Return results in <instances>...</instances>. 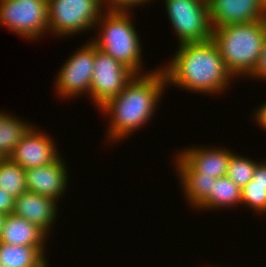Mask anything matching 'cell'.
<instances>
[{
    "label": "cell",
    "mask_w": 266,
    "mask_h": 267,
    "mask_svg": "<svg viewBox=\"0 0 266 267\" xmlns=\"http://www.w3.org/2000/svg\"><path fill=\"white\" fill-rule=\"evenodd\" d=\"M154 70L135 74L116 97L99 108L100 114L110 117L105 138L108 143L122 141L153 118L164 90L169 87L161 67Z\"/></svg>",
    "instance_id": "1"
},
{
    "label": "cell",
    "mask_w": 266,
    "mask_h": 267,
    "mask_svg": "<svg viewBox=\"0 0 266 267\" xmlns=\"http://www.w3.org/2000/svg\"><path fill=\"white\" fill-rule=\"evenodd\" d=\"M167 85L199 94H222L233 76L226 69L213 40L178 44L167 66L161 67Z\"/></svg>",
    "instance_id": "2"
},
{
    "label": "cell",
    "mask_w": 266,
    "mask_h": 267,
    "mask_svg": "<svg viewBox=\"0 0 266 267\" xmlns=\"http://www.w3.org/2000/svg\"><path fill=\"white\" fill-rule=\"evenodd\" d=\"M211 39L233 78H249L258 65L266 40V19L212 28Z\"/></svg>",
    "instance_id": "3"
},
{
    "label": "cell",
    "mask_w": 266,
    "mask_h": 267,
    "mask_svg": "<svg viewBox=\"0 0 266 267\" xmlns=\"http://www.w3.org/2000/svg\"><path fill=\"white\" fill-rule=\"evenodd\" d=\"M130 13L133 14L130 11L118 10L102 12L95 25V29L99 28L100 33L90 41L135 74H146L147 72L142 71V44Z\"/></svg>",
    "instance_id": "4"
},
{
    "label": "cell",
    "mask_w": 266,
    "mask_h": 267,
    "mask_svg": "<svg viewBox=\"0 0 266 267\" xmlns=\"http://www.w3.org/2000/svg\"><path fill=\"white\" fill-rule=\"evenodd\" d=\"M47 6L48 35L60 38L94 29L104 12L98 0H47Z\"/></svg>",
    "instance_id": "5"
},
{
    "label": "cell",
    "mask_w": 266,
    "mask_h": 267,
    "mask_svg": "<svg viewBox=\"0 0 266 267\" xmlns=\"http://www.w3.org/2000/svg\"><path fill=\"white\" fill-rule=\"evenodd\" d=\"M167 18L178 44L205 42L212 38L208 0H164Z\"/></svg>",
    "instance_id": "6"
},
{
    "label": "cell",
    "mask_w": 266,
    "mask_h": 267,
    "mask_svg": "<svg viewBox=\"0 0 266 267\" xmlns=\"http://www.w3.org/2000/svg\"><path fill=\"white\" fill-rule=\"evenodd\" d=\"M47 0L0 2V25L28 40H39L48 32Z\"/></svg>",
    "instance_id": "7"
},
{
    "label": "cell",
    "mask_w": 266,
    "mask_h": 267,
    "mask_svg": "<svg viewBox=\"0 0 266 267\" xmlns=\"http://www.w3.org/2000/svg\"><path fill=\"white\" fill-rule=\"evenodd\" d=\"M76 49L60 67L56 75L55 90L63 99H72L90 93L94 70L95 45L91 41ZM66 97V98H65ZM70 97V98H69Z\"/></svg>",
    "instance_id": "8"
},
{
    "label": "cell",
    "mask_w": 266,
    "mask_h": 267,
    "mask_svg": "<svg viewBox=\"0 0 266 267\" xmlns=\"http://www.w3.org/2000/svg\"><path fill=\"white\" fill-rule=\"evenodd\" d=\"M134 76L135 73L127 66L95 46L89 98L99 109L108 100L116 97Z\"/></svg>",
    "instance_id": "9"
},
{
    "label": "cell",
    "mask_w": 266,
    "mask_h": 267,
    "mask_svg": "<svg viewBox=\"0 0 266 267\" xmlns=\"http://www.w3.org/2000/svg\"><path fill=\"white\" fill-rule=\"evenodd\" d=\"M201 147H186L178 151L174 161L176 172H199L214 178L226 176L234 152L225 147Z\"/></svg>",
    "instance_id": "10"
},
{
    "label": "cell",
    "mask_w": 266,
    "mask_h": 267,
    "mask_svg": "<svg viewBox=\"0 0 266 267\" xmlns=\"http://www.w3.org/2000/svg\"><path fill=\"white\" fill-rule=\"evenodd\" d=\"M39 130L32 125L8 157L25 170L48 165L60 156L52 137Z\"/></svg>",
    "instance_id": "11"
},
{
    "label": "cell",
    "mask_w": 266,
    "mask_h": 267,
    "mask_svg": "<svg viewBox=\"0 0 266 267\" xmlns=\"http://www.w3.org/2000/svg\"><path fill=\"white\" fill-rule=\"evenodd\" d=\"M212 28L266 19L265 0H208Z\"/></svg>",
    "instance_id": "12"
},
{
    "label": "cell",
    "mask_w": 266,
    "mask_h": 267,
    "mask_svg": "<svg viewBox=\"0 0 266 267\" xmlns=\"http://www.w3.org/2000/svg\"><path fill=\"white\" fill-rule=\"evenodd\" d=\"M66 165L60 155L48 165L25 170L27 190L58 201L69 187Z\"/></svg>",
    "instance_id": "13"
},
{
    "label": "cell",
    "mask_w": 266,
    "mask_h": 267,
    "mask_svg": "<svg viewBox=\"0 0 266 267\" xmlns=\"http://www.w3.org/2000/svg\"><path fill=\"white\" fill-rule=\"evenodd\" d=\"M58 202L52 198L26 190L15 198L13 214L36 224L48 235L56 222Z\"/></svg>",
    "instance_id": "14"
},
{
    "label": "cell",
    "mask_w": 266,
    "mask_h": 267,
    "mask_svg": "<svg viewBox=\"0 0 266 267\" xmlns=\"http://www.w3.org/2000/svg\"><path fill=\"white\" fill-rule=\"evenodd\" d=\"M48 234L34 223L15 214L7 215L0 242L11 245L32 246L38 248L44 255L47 248Z\"/></svg>",
    "instance_id": "15"
},
{
    "label": "cell",
    "mask_w": 266,
    "mask_h": 267,
    "mask_svg": "<svg viewBox=\"0 0 266 267\" xmlns=\"http://www.w3.org/2000/svg\"><path fill=\"white\" fill-rule=\"evenodd\" d=\"M241 204V189L227 176L219 177L213 186V191L196 208L197 210H218L238 207Z\"/></svg>",
    "instance_id": "16"
},
{
    "label": "cell",
    "mask_w": 266,
    "mask_h": 267,
    "mask_svg": "<svg viewBox=\"0 0 266 267\" xmlns=\"http://www.w3.org/2000/svg\"><path fill=\"white\" fill-rule=\"evenodd\" d=\"M46 259L36 247L0 242V263L5 267H48Z\"/></svg>",
    "instance_id": "17"
},
{
    "label": "cell",
    "mask_w": 266,
    "mask_h": 267,
    "mask_svg": "<svg viewBox=\"0 0 266 267\" xmlns=\"http://www.w3.org/2000/svg\"><path fill=\"white\" fill-rule=\"evenodd\" d=\"M178 175L185 199L197 208L213 191L217 178L199 172H175Z\"/></svg>",
    "instance_id": "18"
},
{
    "label": "cell",
    "mask_w": 266,
    "mask_h": 267,
    "mask_svg": "<svg viewBox=\"0 0 266 267\" xmlns=\"http://www.w3.org/2000/svg\"><path fill=\"white\" fill-rule=\"evenodd\" d=\"M32 125L0 110V157L8 158Z\"/></svg>",
    "instance_id": "19"
},
{
    "label": "cell",
    "mask_w": 266,
    "mask_h": 267,
    "mask_svg": "<svg viewBox=\"0 0 266 267\" xmlns=\"http://www.w3.org/2000/svg\"><path fill=\"white\" fill-rule=\"evenodd\" d=\"M0 188L14 198L27 190L25 169L13 163L9 158L0 160Z\"/></svg>",
    "instance_id": "20"
},
{
    "label": "cell",
    "mask_w": 266,
    "mask_h": 267,
    "mask_svg": "<svg viewBox=\"0 0 266 267\" xmlns=\"http://www.w3.org/2000/svg\"><path fill=\"white\" fill-rule=\"evenodd\" d=\"M258 162L246 156L243 157L242 154L233 153L228 164L226 176L242 189L252 180L254 169Z\"/></svg>",
    "instance_id": "21"
},
{
    "label": "cell",
    "mask_w": 266,
    "mask_h": 267,
    "mask_svg": "<svg viewBox=\"0 0 266 267\" xmlns=\"http://www.w3.org/2000/svg\"><path fill=\"white\" fill-rule=\"evenodd\" d=\"M241 204L255 213L266 214V185L250 181L241 189Z\"/></svg>",
    "instance_id": "22"
},
{
    "label": "cell",
    "mask_w": 266,
    "mask_h": 267,
    "mask_svg": "<svg viewBox=\"0 0 266 267\" xmlns=\"http://www.w3.org/2000/svg\"><path fill=\"white\" fill-rule=\"evenodd\" d=\"M254 80V78L258 79L260 78V80H266V40L264 42L261 54H260V59L258 62L257 67L255 68V71L253 72V74L249 77V79Z\"/></svg>",
    "instance_id": "23"
},
{
    "label": "cell",
    "mask_w": 266,
    "mask_h": 267,
    "mask_svg": "<svg viewBox=\"0 0 266 267\" xmlns=\"http://www.w3.org/2000/svg\"><path fill=\"white\" fill-rule=\"evenodd\" d=\"M15 198L0 188V212L9 215L13 213Z\"/></svg>",
    "instance_id": "24"
},
{
    "label": "cell",
    "mask_w": 266,
    "mask_h": 267,
    "mask_svg": "<svg viewBox=\"0 0 266 267\" xmlns=\"http://www.w3.org/2000/svg\"><path fill=\"white\" fill-rule=\"evenodd\" d=\"M251 184L266 185V160L256 164Z\"/></svg>",
    "instance_id": "25"
},
{
    "label": "cell",
    "mask_w": 266,
    "mask_h": 267,
    "mask_svg": "<svg viewBox=\"0 0 266 267\" xmlns=\"http://www.w3.org/2000/svg\"><path fill=\"white\" fill-rule=\"evenodd\" d=\"M100 6L105 10L125 11V0H98Z\"/></svg>",
    "instance_id": "26"
},
{
    "label": "cell",
    "mask_w": 266,
    "mask_h": 267,
    "mask_svg": "<svg viewBox=\"0 0 266 267\" xmlns=\"http://www.w3.org/2000/svg\"><path fill=\"white\" fill-rule=\"evenodd\" d=\"M253 119L256 121V123L264 130L266 131V102L262 104L257 110H254Z\"/></svg>",
    "instance_id": "27"
},
{
    "label": "cell",
    "mask_w": 266,
    "mask_h": 267,
    "mask_svg": "<svg viewBox=\"0 0 266 267\" xmlns=\"http://www.w3.org/2000/svg\"><path fill=\"white\" fill-rule=\"evenodd\" d=\"M148 1L151 0H125V11H130L134 6H143L145 3H149Z\"/></svg>",
    "instance_id": "28"
},
{
    "label": "cell",
    "mask_w": 266,
    "mask_h": 267,
    "mask_svg": "<svg viewBox=\"0 0 266 267\" xmlns=\"http://www.w3.org/2000/svg\"><path fill=\"white\" fill-rule=\"evenodd\" d=\"M6 217H7L6 214L0 212V236H1L2 231H3V225H4Z\"/></svg>",
    "instance_id": "29"
}]
</instances>
